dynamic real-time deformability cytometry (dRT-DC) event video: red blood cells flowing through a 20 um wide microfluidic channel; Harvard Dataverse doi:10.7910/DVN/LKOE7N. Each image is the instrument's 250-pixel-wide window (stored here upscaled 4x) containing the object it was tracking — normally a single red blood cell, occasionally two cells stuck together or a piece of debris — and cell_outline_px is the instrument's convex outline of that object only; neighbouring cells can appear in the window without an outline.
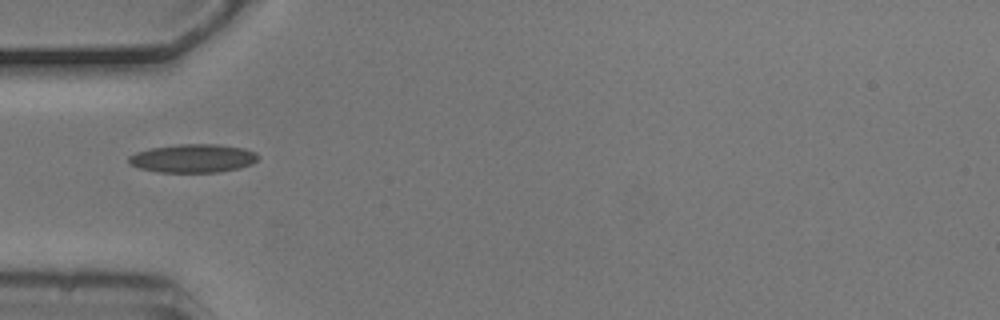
{"species": "common noctule bat (a hibernating species)", "species_latin": "Nyctalus noctula", "temperature_condition": "cold", "stored_images_in_passage": 3, "camera_frame_rate_fps": 3000, "um_per_image_px": 0.085, "animal": {"sex": "male", "body_mass_g": 20.5, "forearm_length_mm": 52.5}, "frame": {"image": 1, "passage_image": 3, "time_ms": 0.667, "image_size_px": [1000, 320], "cell_outline_px": [[260, 156], [252, 164], [240, 168], [220, 172], [160, 172], [140, 168], [128, 164], [128, 156], [136, 152], [152, 148], [180, 144], [216, 144], [244, 148], [256, 152]], "centroid_in_image_um": [16.42, 13.46], "position_along_channel_um": 68.6, "area_um2": 21.5}}